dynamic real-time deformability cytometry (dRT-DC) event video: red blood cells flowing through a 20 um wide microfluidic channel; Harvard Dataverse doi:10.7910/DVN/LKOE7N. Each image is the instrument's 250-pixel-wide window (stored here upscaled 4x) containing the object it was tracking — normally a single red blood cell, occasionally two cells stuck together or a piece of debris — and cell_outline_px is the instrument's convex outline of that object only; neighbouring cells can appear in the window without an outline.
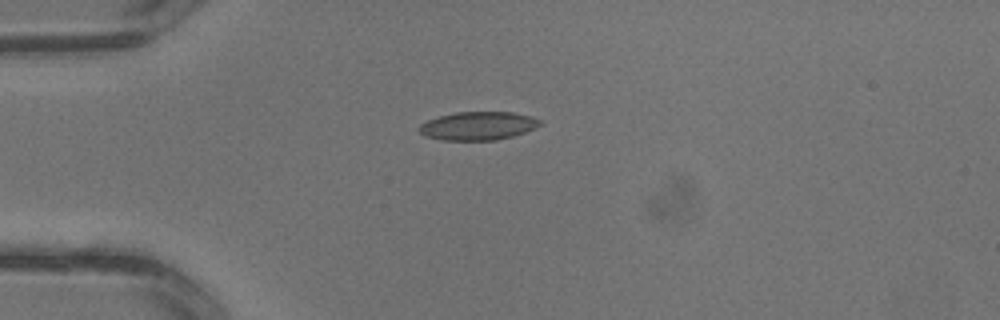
{"species": "common noctule bat (a hibernating species)", "species_latin": "Nyctalus noctula", "temperature_condition": "warm", "stored_images_in_passage": 1, "camera_frame_rate_fps": 3000, "um_per_image_px": 0.085, "animal": {"sex": "male", "body_mass_g": 13.3}, "frame": {"image": 1, "passage_image": 1, "time_ms": 0.0, "image_size_px": [1000, 320], "cell_outline_px": [[544, 120], [536, 128], [512, 136], [496, 140], [444, 140], [424, 136], [416, 128], [420, 124], [428, 120], [440, 116], [456, 112], [512, 112], [532, 116]], "centroid_in_image_um": [40.64, 10.69], "position_along_channel_um": 44.4, "area_um2": 20.06}}